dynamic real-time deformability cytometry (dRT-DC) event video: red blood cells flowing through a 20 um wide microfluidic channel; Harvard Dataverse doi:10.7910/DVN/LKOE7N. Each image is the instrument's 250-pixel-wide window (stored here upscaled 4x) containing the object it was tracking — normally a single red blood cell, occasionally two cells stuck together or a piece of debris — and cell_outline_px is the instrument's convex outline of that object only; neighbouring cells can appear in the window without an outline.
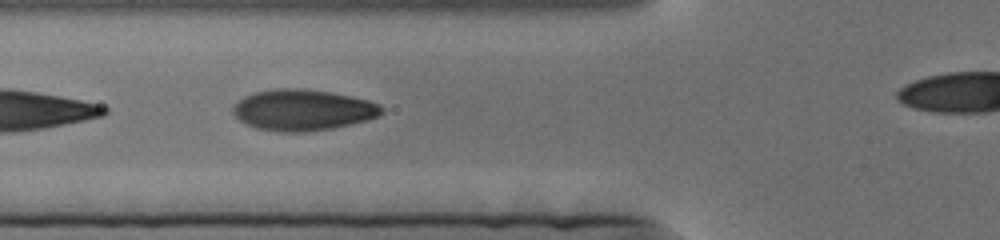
{"species": "human", "species_latin": "Homo sapiens", "temperature_condition": "cold", "stored_images_in_passage": 14, "camera_frame_rate_fps": 3000, "um_per_image_px": 0.085, "donor": {"sex": "female"}, "frame": {"image": 1, "passage_image": 7, "time_ms": 2.0, "image_size_px": [1000, 240], "cell_outline_px": [[384, 112], [380, 116], [368, 120], [352, 124], [332, 128], [304, 132], [284, 132], [256, 128], [240, 120], [232, 112], [232, 108], [244, 96], [256, 92], [276, 88], [300, 88], [332, 92], [352, 96], [368, 100], [380, 104], [384, 108]], "centroid_in_image_um": [25.79, 9.34], "position_along_channel_um": 100.0, "area_um2": 35.66}}